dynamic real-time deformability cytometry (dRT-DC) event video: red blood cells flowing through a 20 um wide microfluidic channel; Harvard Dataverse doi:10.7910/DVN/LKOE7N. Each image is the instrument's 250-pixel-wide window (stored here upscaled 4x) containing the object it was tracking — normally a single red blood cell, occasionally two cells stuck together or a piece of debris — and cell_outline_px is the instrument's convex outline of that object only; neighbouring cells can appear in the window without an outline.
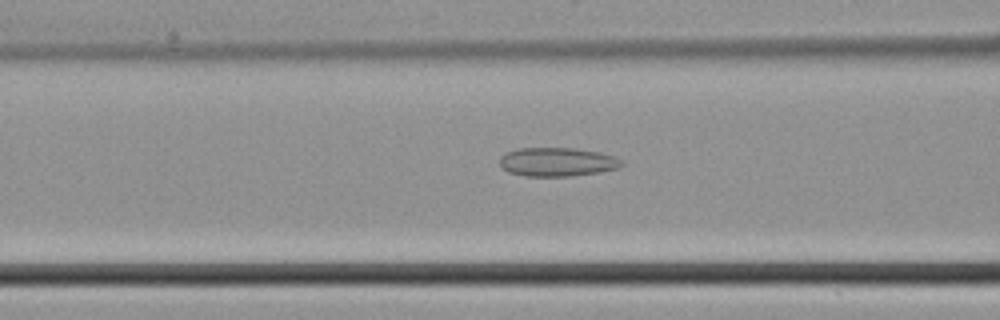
{"species": "common noctule bat (a hibernating species)", "species_latin": "Nyctalus noctula", "temperature_condition": "cold", "stored_images_in_passage": 40, "camera_frame_rate_fps": 3000, "um_per_image_px": 0.085, "animal": {"sex": "male", "body_mass_g": 21.5, "forearm_length_mm": 52.0}, "frame": {"image": 1, "passage_image": 13, "time_ms": 4.0, "image_size_px": [1000, 320], "cell_outline_px": [[624, 164], [620, 168], [572, 176], [524, 176], [508, 172], [500, 168], [500, 156], [504, 152], [520, 148], [572, 148], [596, 152], [612, 156], [620, 160]], "centroid_in_image_um": [47.29, 13.77], "position_along_channel_um": 119.3, "area_um2": 20.4}}
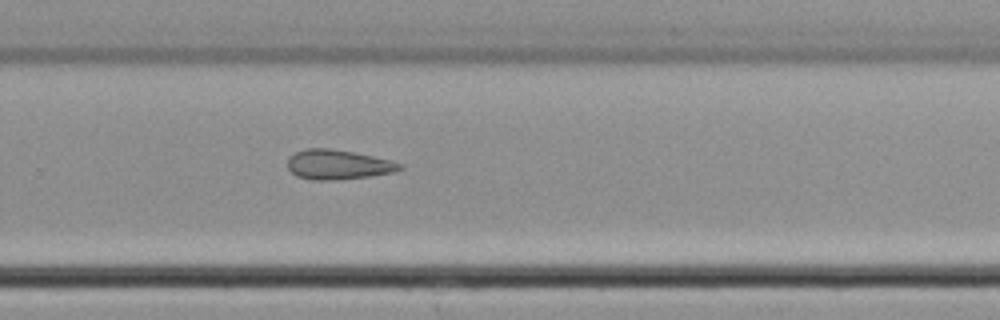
{"frame": {"image": 2, "passage_image": 25, "time_ms": 8.0, "image_size_px": [1000, 320], "cell_outline_px": [[404, 168], [392, 172], [368, 176], [340, 180], [312, 180], [296, 176], [288, 168], [288, 156], [296, 152], [308, 148], [328, 148], [352, 152], [392, 160], [404, 164]], "centroid_in_image_um": [28.73, 13.99], "position_along_channel_um": 301.1, "area_um2": 19.42}}
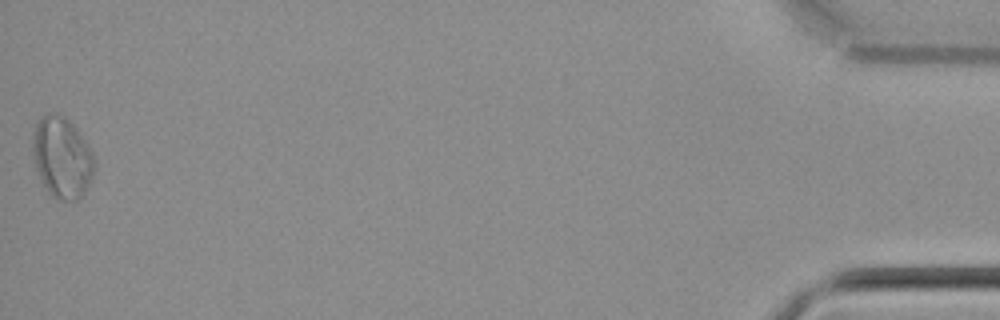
{"frame": {"image": 3, "passage_image": 40, "time_ms": 13.0, "image_size_px": [1000, 320], "cell_outline_px": [[92, 176], [84, 192], [76, 200], [60, 200], [52, 196], [48, 192], [36, 168], [32, 148], [32, 132], [40, 116], [48, 112], [56, 112], [64, 116], [76, 128], [92, 152]], "centroid_in_image_um": [5.22, 13.33], "position_along_channel_um": 430.0, "area_um2": 28.73}}